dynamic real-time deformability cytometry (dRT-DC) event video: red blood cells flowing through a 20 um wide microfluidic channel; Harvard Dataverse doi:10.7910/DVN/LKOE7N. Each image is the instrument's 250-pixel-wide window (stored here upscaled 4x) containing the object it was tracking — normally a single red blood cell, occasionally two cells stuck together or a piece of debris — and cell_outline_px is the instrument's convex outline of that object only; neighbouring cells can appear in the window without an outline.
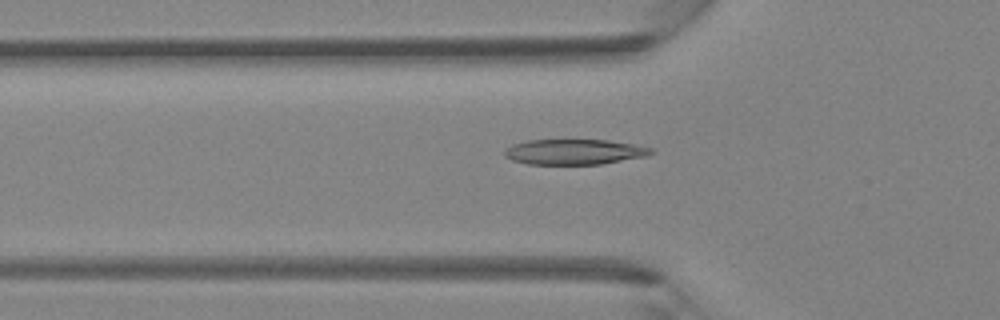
{"species": "Egyptian fruit bat (a non-hibernating species)", "species_latin": "Rousettus aegyptiacus", "temperature_condition": "room temperature", "stored_images_in_passage": 44, "camera_frame_rate_fps": 3000, "um_per_image_px": 0.085, "animal": {"sex": "female"}, "frame": {"image": 1, "passage_image": 15, "time_ms": 4.667, "image_size_px": [1000, 320], "cell_outline_px": [[656, 152], [648, 156], [600, 164], [528, 164], [512, 160], [504, 156], [504, 152], [512, 144], [528, 140], [608, 140], [632, 144], [652, 148]], "centroid_in_image_um": [48.84, 12.91], "position_along_channel_um": 77.0, "area_um2": 21.62}}
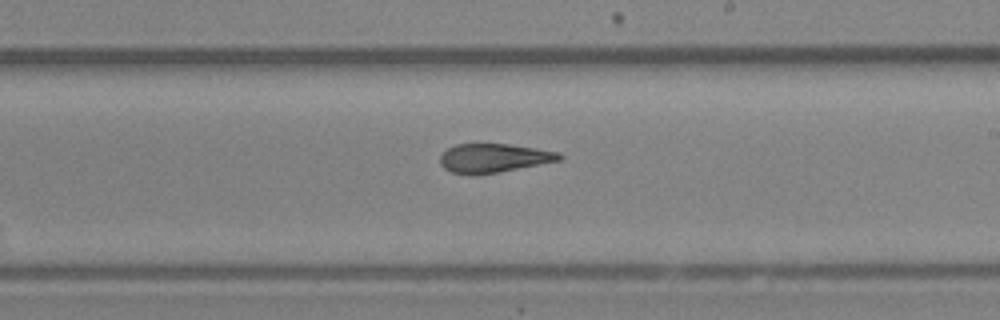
{"frame": {"image": 2, "passage_image": 26, "time_ms": 8.333, "image_size_px": [1000, 320], "cell_outline_px": [[564, 156], [560, 160], [496, 172], [452, 172], [444, 168], [440, 164], [440, 156], [448, 148], [456, 144], [508, 144], [560, 152]], "centroid_in_image_um": [41.99, 13.39], "position_along_channel_um": 247.0, "area_um2": 19.25}}
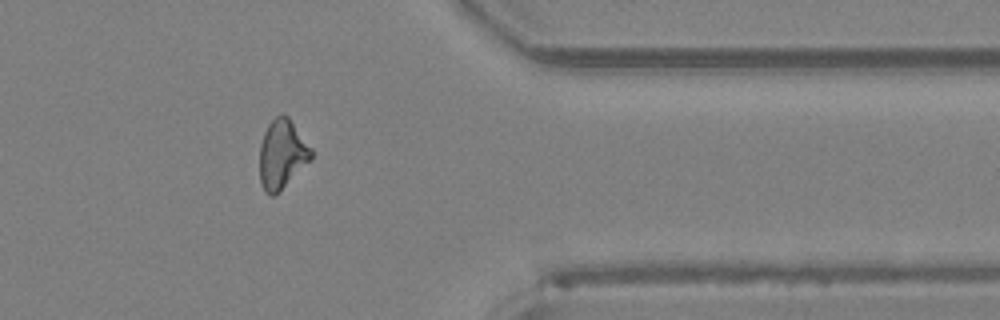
{"frame": {"image": 3, "passage_image": 36, "time_ms": 11.667, "image_size_px": [1000, 320], "cell_outline_px": [[312, 160], [272, 196], [268, 196], [264, 192], [260, 184], [260, 144], [264, 132], [268, 124], [276, 116], [288, 116], [312, 148]], "centroid_in_image_um": [23.97, 13.11], "position_along_channel_um": 387.4, "area_um2": 20.58}}